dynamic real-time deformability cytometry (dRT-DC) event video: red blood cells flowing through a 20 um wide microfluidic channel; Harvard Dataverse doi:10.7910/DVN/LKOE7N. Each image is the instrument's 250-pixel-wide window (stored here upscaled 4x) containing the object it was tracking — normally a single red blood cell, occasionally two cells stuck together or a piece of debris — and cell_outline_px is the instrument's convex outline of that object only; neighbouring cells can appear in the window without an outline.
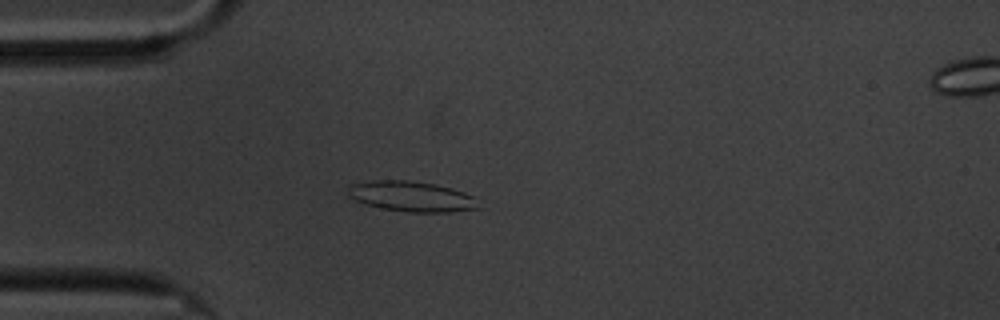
{"species": "common noctule bat (a hibernating species)", "species_latin": "Nyctalus noctula", "temperature_condition": "cold", "stored_images_in_passage": 58, "camera_frame_rate_fps": 3000, "um_per_image_px": 0.085, "animal": {"sex": "male", "body_mass_g": 20.1, "forearm_length_mm": 53.5}, "frame": {"image": 1, "passage_image": 15, "time_ms": 4.667, "image_size_px": [1000, 320], "cell_outline_px": [[480, 208], [448, 212], [408, 212], [380, 208], [364, 204], [348, 196], [348, 184], [372, 180], [408, 180], [436, 184], [452, 188], [464, 192], [472, 196]], "centroid_in_image_um": [34.93, 16.69], "position_along_channel_um": 50.1, "area_um2": 23.18}}
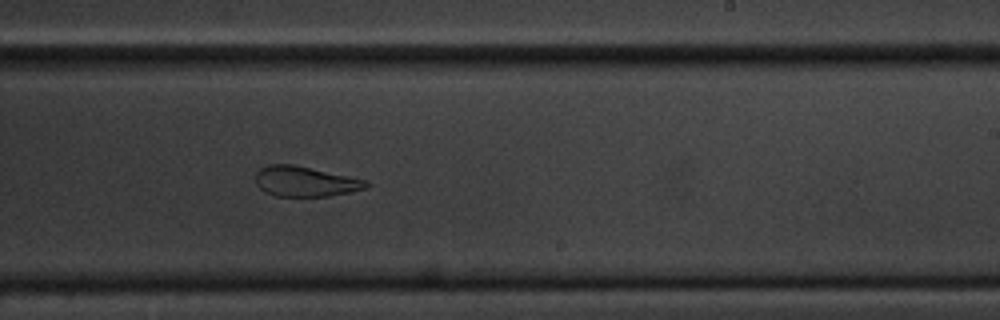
{"frame": {"image": 2, "passage_image": 35, "time_ms": 11.333, "image_size_px": [1000, 320], "cell_outline_px": [[372, 184], [364, 188], [348, 192], [328, 196], [276, 196], [264, 192], [256, 184], [256, 172], [260, 168], [268, 164], [292, 164], [368, 180]], "centroid_in_image_um": [25.92, 15.42], "position_along_channel_um": 263.1, "area_um2": 19.42}}
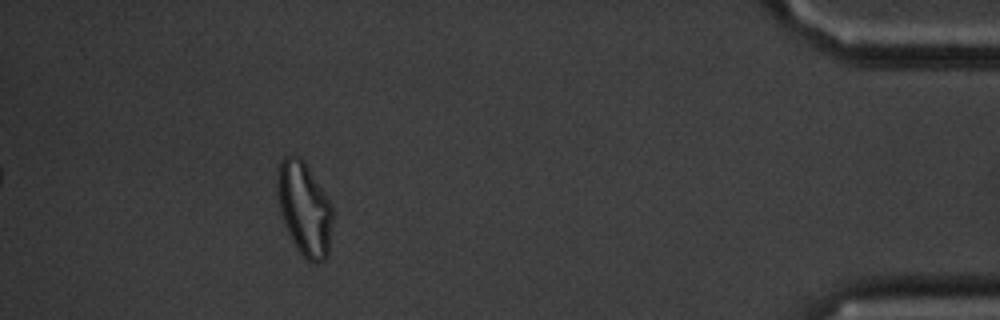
{"frame": {"image": 3, "passage_image": 53, "time_ms": 17.333, "image_size_px": [1000, 320], "cell_outline_px": [[332, 220], [328, 256], [324, 260], [316, 264], [308, 260], [300, 252], [292, 240], [288, 232], [280, 212], [276, 188], [276, 168], [280, 160], [284, 156], [300, 156], [304, 160], [328, 200], [332, 208]], "centroid_in_image_um": [25.84, 17.71], "position_along_channel_um": 409.4, "area_um2": 30.06}, "authors_computed_cell_mechanics": {"area_um2": 23.0044, "velocity_mm_per_s": 3.3553, "shape_relaxation_time_tau1_ms": 6.8729, "shape_relaxation_time_tau2_ms": 2.3942, "deformation_change_tau1": 0.1777, "deformation_change_tau2": 0.1091}}